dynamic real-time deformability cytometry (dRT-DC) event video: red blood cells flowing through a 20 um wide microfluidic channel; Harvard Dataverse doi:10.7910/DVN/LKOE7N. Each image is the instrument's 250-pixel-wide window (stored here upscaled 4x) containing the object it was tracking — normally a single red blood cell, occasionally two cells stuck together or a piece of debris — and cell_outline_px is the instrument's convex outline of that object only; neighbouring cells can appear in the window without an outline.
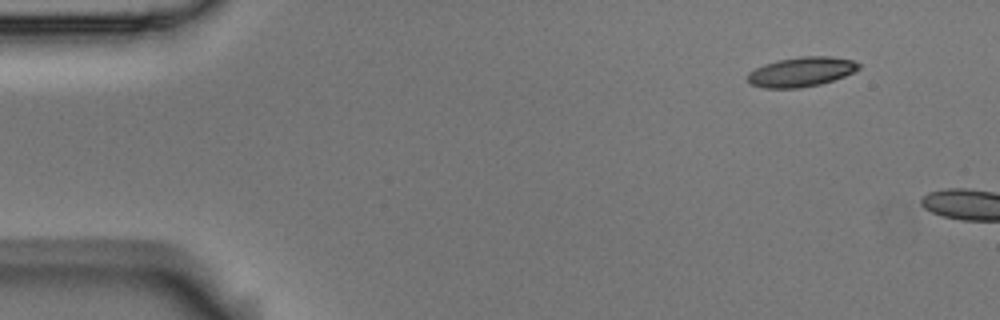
{"species": "Egyptian fruit bat (a non-hibernating species)", "species_latin": "Rousettus aegyptiacus", "temperature_condition": "room temperature", "stored_images_in_passage": 2, "camera_frame_rate_fps": 3000, "um_per_image_px": 0.085, "animal": {"sex": "male"}, "frame": {"image": 1, "passage_image": 1, "time_ms": 0.0, "image_size_px": [1000, 320], "cell_outline_px": [[860, 68], [844, 76], [820, 84], [800, 88], [764, 88], [752, 84], [748, 80], [748, 72], [764, 64], [776, 60], [800, 56], [828, 56], [852, 60], [860, 64]], "centroid_in_image_um": [68.09, 6.1], "position_along_channel_um": 16.9, "area_um2": 19.07}}